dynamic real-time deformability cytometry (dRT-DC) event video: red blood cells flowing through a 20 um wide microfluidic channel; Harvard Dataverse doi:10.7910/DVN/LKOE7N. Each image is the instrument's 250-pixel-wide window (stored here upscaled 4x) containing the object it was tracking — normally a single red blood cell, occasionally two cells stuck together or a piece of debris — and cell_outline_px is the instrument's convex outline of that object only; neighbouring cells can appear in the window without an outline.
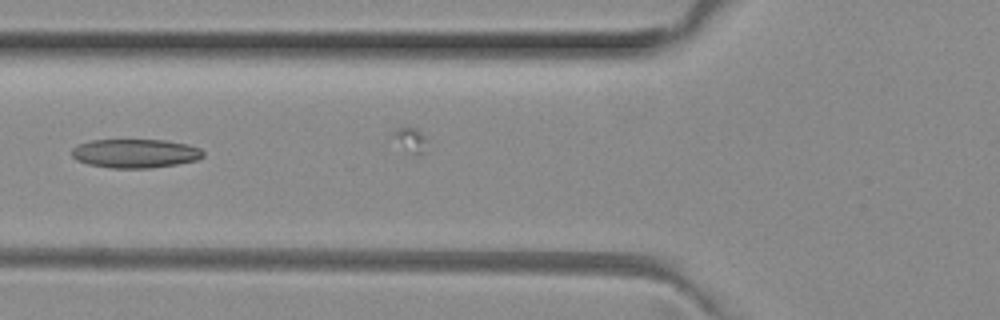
{"species": "common noctule bat (a hibernating species)", "species_latin": "Nyctalus noctula", "temperature_condition": "room temperature", "stored_images_in_passage": 8, "camera_frame_rate_fps": 3000, "um_per_image_px": 0.085, "animal": {"sex": "female", "body_mass_g": 29.2, "forearm_length_mm": 56.3}, "frame": {"image": 1, "passage_image": 5, "time_ms": 1.333, "image_size_px": [1000, 320], "cell_outline_px": [[204, 156], [196, 160], [176, 164], [152, 168], [112, 168], [88, 164], [76, 160], [72, 156], [72, 148], [80, 144], [92, 140], [164, 140], [188, 144], [200, 148], [204, 152]], "centroid_in_image_um": [11.51, 13.04], "position_along_channel_um": 114.3, "area_um2": 22.08}}
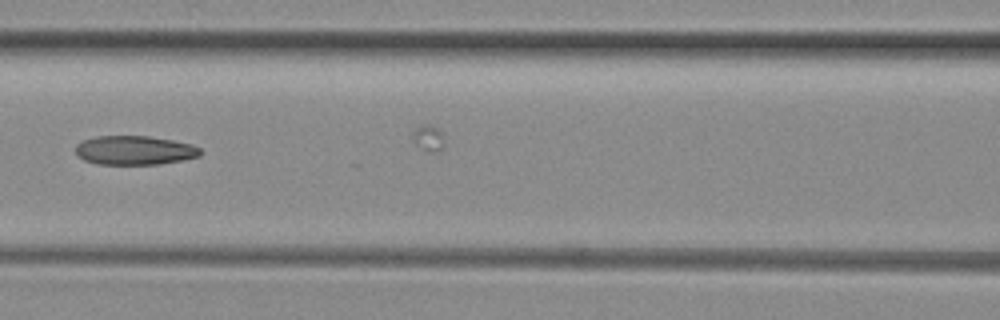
{"frame": {"image": 2, "passage_image": 6, "time_ms": 1.667, "image_size_px": [1000, 320], "cell_outline_px": [[200, 156], [184, 160], [160, 164], [96, 164], [84, 160], [76, 152], [76, 144], [84, 140], [96, 136], [148, 136], [172, 140], [192, 144], [200, 148]], "centroid_in_image_um": [11.45, 12.78], "position_along_channel_um": 155.1, "area_um2": 21.1}}